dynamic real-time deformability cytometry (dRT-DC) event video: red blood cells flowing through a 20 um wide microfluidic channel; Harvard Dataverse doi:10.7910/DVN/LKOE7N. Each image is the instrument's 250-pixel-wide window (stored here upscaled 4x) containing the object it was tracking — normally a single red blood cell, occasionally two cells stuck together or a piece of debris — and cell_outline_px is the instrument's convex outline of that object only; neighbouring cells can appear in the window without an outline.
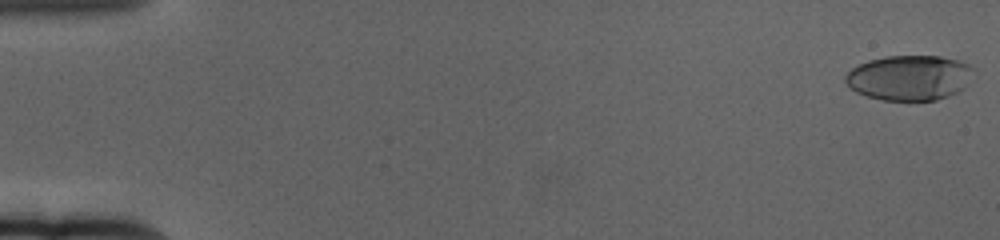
{"species": "human", "species_latin": "Homo sapiens", "temperature_condition": "cold", "stored_images_in_passage": 61, "camera_frame_rate_fps": 3000, "um_per_image_px": 0.085, "donor": {"sex": "female"}, "frame": {"image": 1, "passage_image": 1, "time_ms": 0.0, "image_size_px": [1000, 240], "cell_outline_px": [[976, 68], [964, 88], [948, 96], [936, 100], [884, 100], [868, 96], [856, 92], [844, 80], [844, 76], [852, 68], [868, 60], [888, 56], [940, 56], [956, 60], [968, 64]], "centroid_in_image_um": [77.31, 6.6], "position_along_channel_um": 7.7, "area_um2": 33.52}}
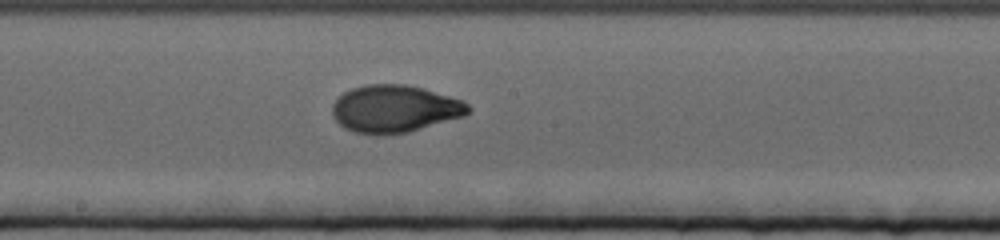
{"frame": {"image": 2, "passage_image": 34, "time_ms": 11.0, "image_size_px": [1000, 240], "cell_outline_px": [[472, 108], [464, 116], [408, 132], [384, 136], [356, 132], [344, 128], [332, 116], [332, 104], [344, 92], [352, 88], [368, 84], [404, 84], [420, 88], [464, 100]], "centroid_in_image_um": [33.54, 9.26], "position_along_channel_um": 214.7, "area_um2": 37.51}}
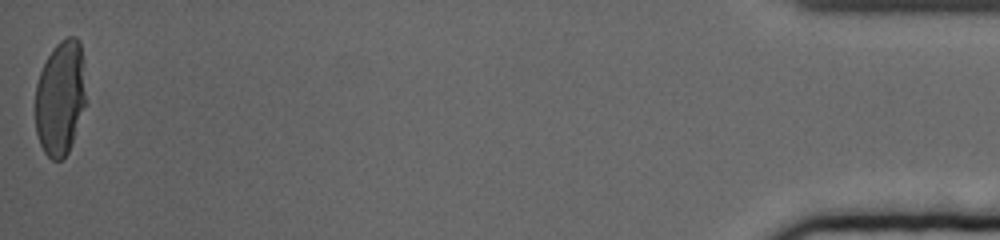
{"frame": {"image": 3, "passage_image": 61, "time_ms": 20.0, "image_size_px": [1000, 240], "cell_outline_px": [[84, 104], [72, 144], [68, 152], [60, 160], [52, 160], [44, 152], [40, 144], [36, 132], [36, 84], [40, 72], [52, 48], [60, 40], [68, 36], [76, 36], [80, 40], [84, 92]], "centroid_in_image_um": [5.1, 8.32], "position_along_channel_um": 430.1, "area_um2": 33.29}, "authors_computed_cell_mechanics": {"area_um2": 34.969, "velocity_mm_per_s": 3.3761, "shape_relaxation_time_tau1_ms": 5.2775, "shape_relaxation_time_tau2_ms": 1.4885, "deformation_change_tau1": 0.2152, "deformation_change_tau2": 0.0449}}